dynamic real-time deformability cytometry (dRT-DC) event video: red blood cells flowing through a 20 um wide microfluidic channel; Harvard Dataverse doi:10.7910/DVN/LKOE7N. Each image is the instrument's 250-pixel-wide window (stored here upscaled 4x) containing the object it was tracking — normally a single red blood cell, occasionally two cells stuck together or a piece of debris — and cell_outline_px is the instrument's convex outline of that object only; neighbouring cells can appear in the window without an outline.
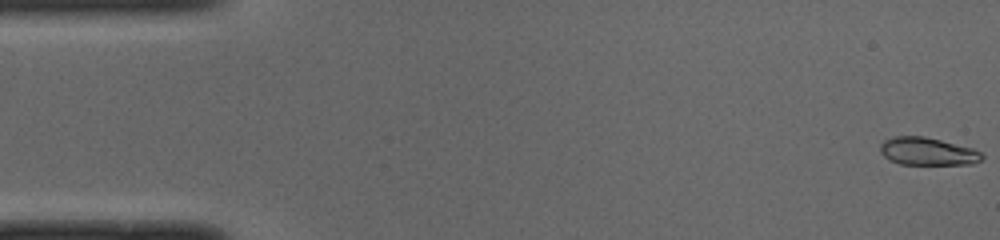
{"species": "common noctule bat (a hibernating species)", "species_latin": "Nyctalus noctula", "temperature_condition": "cold", "stored_images_in_passage": 50, "camera_frame_rate_fps": 3000, "um_per_image_px": 0.085, "animal": {"sex": "male", "body_mass_g": 19.0, "forearm_length_mm": 50.8}, "frame": {"image": 1, "passage_image": 1, "time_ms": 0.0, "image_size_px": [1000, 240], "cell_outline_px": [[984, 156], [980, 160], [972, 164], [900, 164], [888, 160], [880, 152], [880, 144], [884, 140], [892, 136], [924, 136], [972, 148], [984, 152]], "centroid_in_image_um": [78.83, 12.87], "position_along_channel_um": 6.2, "area_um2": 16.53}}
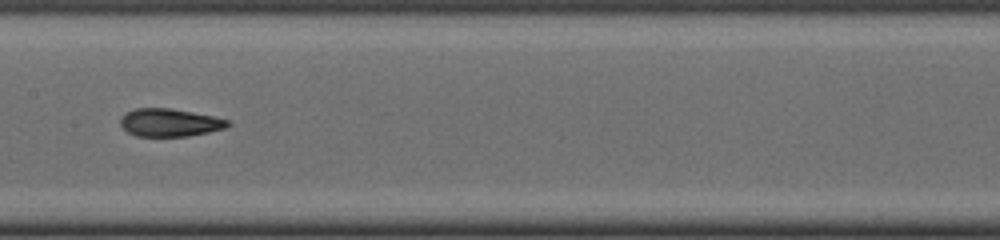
{"frame": {"image": 2, "passage_image": 25, "time_ms": 8.0, "image_size_px": [1000, 240], "cell_outline_px": [[232, 124], [224, 128], [208, 132], [188, 136], [136, 136], [128, 132], [120, 124], [120, 116], [124, 112], [136, 108], [168, 108], [192, 112], [212, 116], [228, 120]], "centroid_in_image_um": [14.38, 10.41], "position_along_channel_um": 193.0, "area_um2": 17.4}}
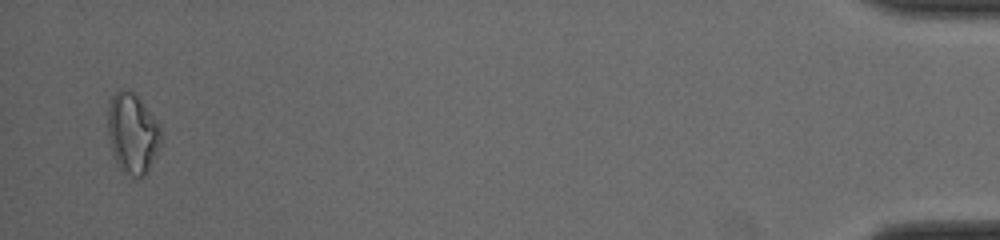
{"frame": {"image": 3, "passage_image": 49, "time_ms": 16.0, "image_size_px": [1000, 240], "cell_outline_px": [[160, 144], [148, 172], [144, 176], [132, 176], [120, 172], [112, 152], [108, 136], [108, 108], [112, 96], [120, 88], [124, 88], [132, 92], [144, 104], [160, 128]], "centroid_in_image_um": [11.23, 11.36], "position_along_channel_um": 424.0, "area_um2": 24.68}, "authors_computed_cell_mechanics": {"area_um2": 17.4267, "velocity_mm_per_s": 3.9963, "shape_relaxation_time_tau1_ms": 4.1756, "shape_relaxation_time_tau2_ms": 2.0084, "deformation_change_tau1": 0.1621, "deformation_change_tau2": 0.0748}}